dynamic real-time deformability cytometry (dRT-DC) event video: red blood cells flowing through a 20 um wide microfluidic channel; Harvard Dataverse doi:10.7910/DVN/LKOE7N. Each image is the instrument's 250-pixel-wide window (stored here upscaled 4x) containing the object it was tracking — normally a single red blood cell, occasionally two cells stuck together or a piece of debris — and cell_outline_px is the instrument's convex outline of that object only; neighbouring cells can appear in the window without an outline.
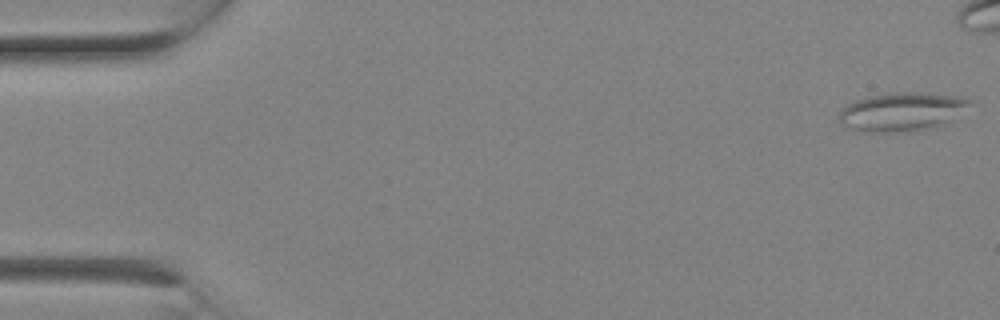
{"species": "Egyptian fruit bat (a non-hibernating species)", "species_latin": "Rousettus aegyptiacus", "temperature_condition": "room temperature", "stored_images_in_passage": 4, "camera_frame_rate_fps": 3000, "um_per_image_px": 0.085, "animal": {"sex": "female"}, "frame": {"image": 1, "passage_image": 1, "time_ms": 0.0, "image_size_px": [1000, 320], "cell_outline_px": [[972, 100], [948, 124], [936, 128], [908, 132], [860, 132], [844, 128], [840, 124], [840, 108], [856, 100], [868, 96], [896, 92], [912, 92], [964, 96]], "centroid_in_image_um": [76.63, 9.52], "position_along_channel_um": 8.4, "area_um2": 29.94}}